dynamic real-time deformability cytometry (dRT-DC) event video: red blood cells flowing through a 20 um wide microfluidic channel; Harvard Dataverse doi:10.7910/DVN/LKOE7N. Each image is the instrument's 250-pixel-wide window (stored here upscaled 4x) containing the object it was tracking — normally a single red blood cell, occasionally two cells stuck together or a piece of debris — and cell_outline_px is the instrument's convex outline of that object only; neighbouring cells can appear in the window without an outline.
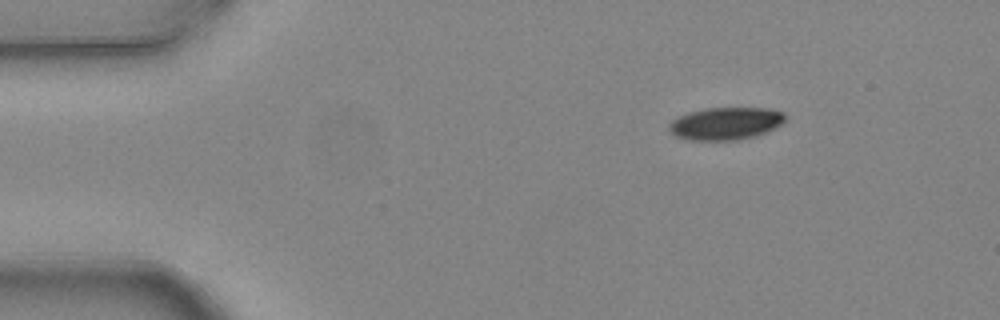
{"species": "common noctule bat (a hibernating species)", "species_latin": "Nyctalus noctula", "temperature_condition": "warm", "stored_images_in_passage": 5, "segment_of_instrument_passage": [2, 2], "camera_frame_rate_fps": 3000, "um_per_image_px": 0.085, "animal": {"sex": "female", "body_mass_g": 24.6, "forearm_length_mm": 56.2}, "frame": {"image": 1, "passage_image": 5, "time_ms": 1.333, "image_size_px": [1000, 320], "cell_outline_px": [[784, 120], [780, 124], [756, 136], [736, 140], [688, 140], [676, 136], [668, 132], [668, 124], [672, 120], [688, 112], [708, 108], [768, 108], [784, 112]], "centroid_in_image_um": [61.62, 10.5], "position_along_channel_um": 23.4, "area_um2": 21.91}}